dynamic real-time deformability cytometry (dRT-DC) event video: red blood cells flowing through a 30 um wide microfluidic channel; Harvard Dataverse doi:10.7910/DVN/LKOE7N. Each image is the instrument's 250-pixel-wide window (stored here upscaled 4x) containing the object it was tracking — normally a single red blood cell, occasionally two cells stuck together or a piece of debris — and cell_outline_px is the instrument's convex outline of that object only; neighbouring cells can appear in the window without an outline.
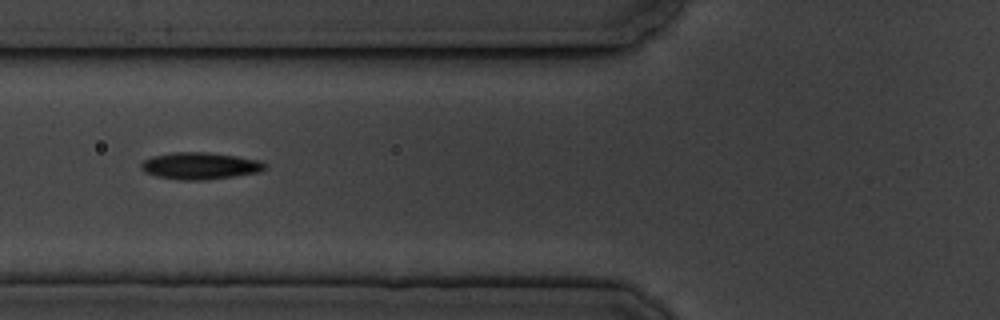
{"species": "common noctule bat (a hibernating species)", "species_latin": "Nyctalus noctula", "temperature_condition": "cold", "stored_images_in_passage": 12, "camera_frame_rate_fps": 3000, "um_per_image_px": 0.085, "animal": {"sex": "male", "body_mass_g": 19.5, "forearm_length_mm": 54.6}, "frame": {"image": 1, "passage_image": 3, "time_ms": 2.333, "image_size_px": [1000, 320], "cell_outline_px": [[268, 168], [260, 172], [204, 180], [180, 180], [156, 176], [144, 172], [140, 168], [140, 164], [144, 160], [152, 156], [176, 152], [208, 152], [236, 156], [256, 160], [268, 164]], "centroid_in_image_um": [16.99, 14.1], "position_along_channel_um": 108.8, "area_um2": 19.42}}
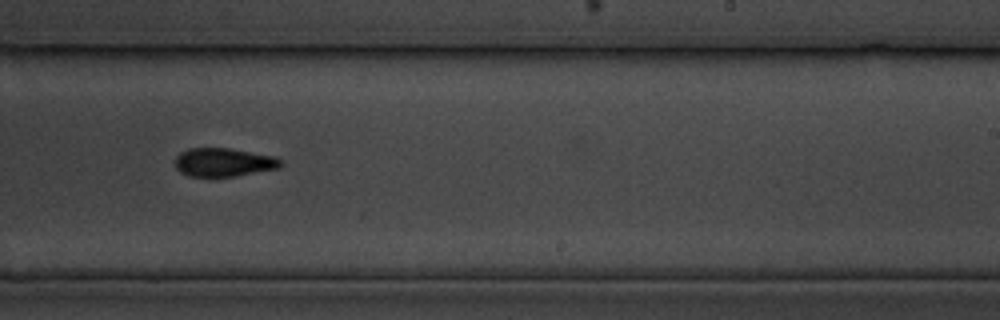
{"frame": {"image": 2, "passage_image": 7, "time_ms": 7.0, "image_size_px": [1000, 320], "cell_outline_px": [[284, 164], [280, 168], [236, 176], [188, 176], [180, 172], [176, 168], [176, 156], [180, 152], [188, 148], [228, 148], [276, 156], [284, 160]], "centroid_in_image_um": [19.06, 13.79], "position_along_channel_um": 269.9, "area_um2": 17.74}}
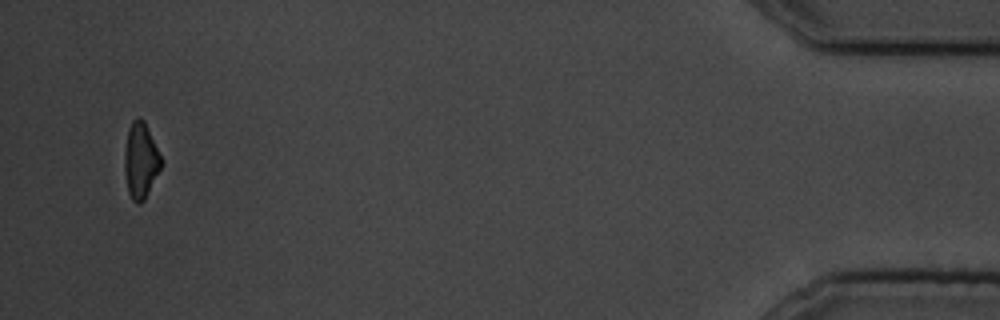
{"frame": {"image": 3, "passage_image": 12, "time_ms": 13.667, "image_size_px": [1000, 320], "cell_outline_px": [[160, 168], [144, 200], [140, 204], [136, 204], [132, 200], [128, 192], [124, 168], [124, 156], [128, 128], [132, 120], [136, 116], [140, 116], [144, 120], [160, 156]], "centroid_in_image_um": [11.92, 13.63], "position_along_channel_um": 423.3, "area_um2": 15.9}, "authors_computed_cell_mechanics": {"area_um2": 17.6001, "velocity_mm_per_s": 3.4616, "shape_relaxation_time_tau1_ms": 1.2972, "shape_relaxation_time_tau2_ms": 7.0648, "deformation_change_tau1": 0.0684, "deformation_change_tau2": 0.1195}}